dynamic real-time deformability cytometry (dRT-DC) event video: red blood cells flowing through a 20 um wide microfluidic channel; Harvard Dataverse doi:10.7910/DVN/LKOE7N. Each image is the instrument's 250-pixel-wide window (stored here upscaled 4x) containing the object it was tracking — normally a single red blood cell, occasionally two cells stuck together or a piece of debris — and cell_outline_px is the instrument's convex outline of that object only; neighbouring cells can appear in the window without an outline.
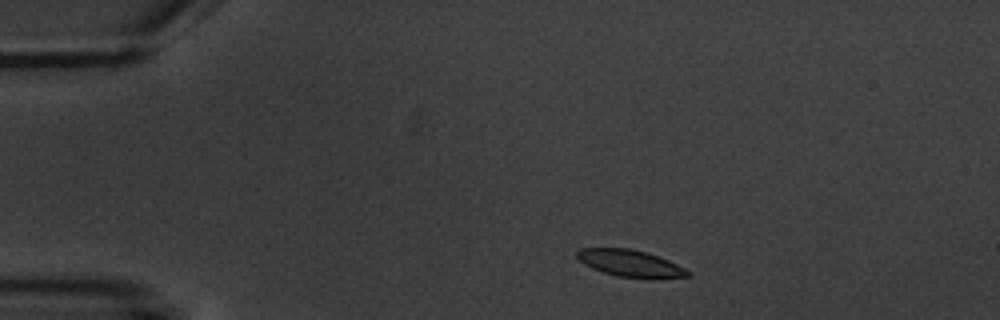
{"species": "common noctule bat (a hibernating species)", "species_latin": "Nyctalus noctula", "temperature_condition": "warm", "stored_images_in_passage": 5, "camera_frame_rate_fps": 3000, "um_per_image_px": 0.085, "animal": {"sex": "male", "body_mass_g": 20.1, "forearm_length_mm": 53.5}, "frame": {"image": 1, "passage_image": 1, "time_ms": 0.0, "image_size_px": [1000, 320], "cell_outline_px": [[692, 276], [616, 276], [592, 268], [584, 264], [576, 256], [576, 252], [580, 248], [628, 248], [644, 252], [668, 260], [692, 272]], "centroid_in_image_um": [53.49, 22.34], "position_along_channel_um": 31.5, "area_um2": 16.47}}